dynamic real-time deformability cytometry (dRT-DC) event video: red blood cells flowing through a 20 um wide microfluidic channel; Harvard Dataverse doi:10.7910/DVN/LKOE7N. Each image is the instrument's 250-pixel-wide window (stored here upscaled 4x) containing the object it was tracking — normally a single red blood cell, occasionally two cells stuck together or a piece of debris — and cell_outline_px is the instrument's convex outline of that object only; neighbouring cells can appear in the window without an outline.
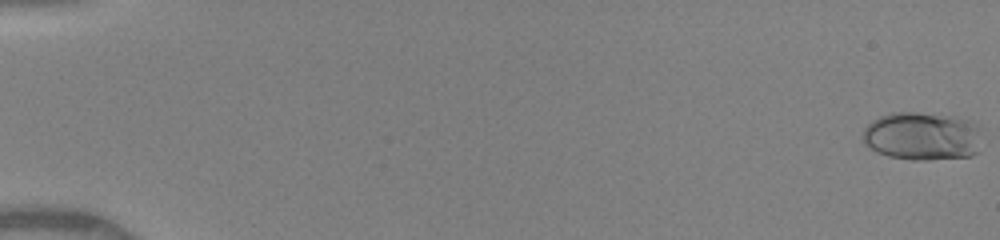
{"species": "human", "species_latin": "Homo sapiens", "temperature_condition": "warm", "stored_images_in_passage": 51, "camera_frame_rate_fps": 3000, "um_per_image_px": 0.085, "donor": {"sex": "female"}, "frame": {"image": 1, "passage_image": 1, "time_ms": 0.0, "image_size_px": [1000, 240], "cell_outline_px": [[980, 128], [976, 152], [972, 156], [928, 160], [912, 160], [888, 156], [876, 152], [864, 144], [860, 140], [864, 128], [872, 120], [880, 116], [892, 112], [916, 112], [956, 116], [980, 124]], "centroid_in_image_um": [78.34, 11.56], "position_along_channel_um": 6.7, "area_um2": 33.99}}
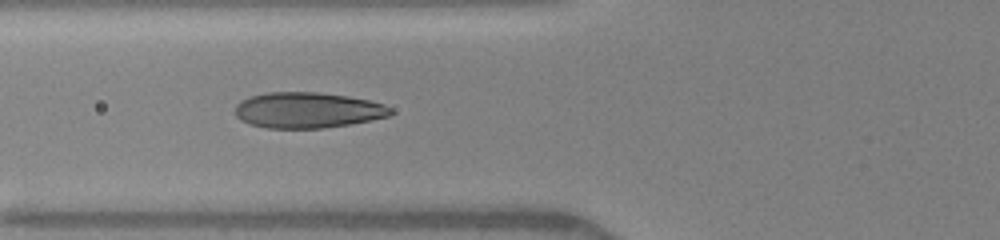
{"frame": {"image": 2, "passage_image": 21, "time_ms": 6.667, "image_size_px": [1000, 240], "cell_outline_px": [[392, 116], [372, 120], [324, 128], [268, 128], [252, 124], [240, 120], [236, 116], [236, 104], [240, 100], [252, 96], [268, 92], [316, 92], [348, 96], [368, 100], [384, 104], [392, 108]], "centroid_in_image_um": [26.17, 9.36], "position_along_channel_um": 99.6, "area_um2": 32.37}}
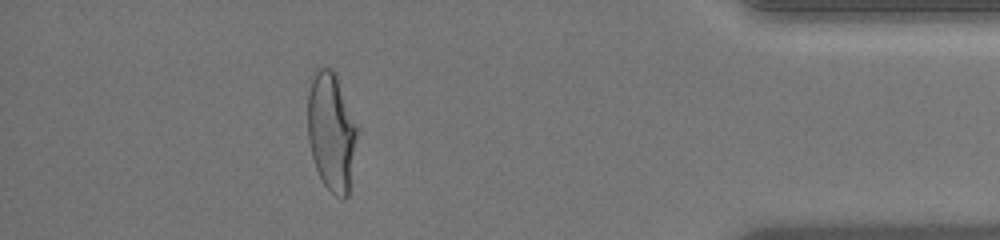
{"frame": {"image": 3, "passage_image": 46, "time_ms": 15.0, "image_size_px": [1000, 240], "cell_outline_px": [[360, 132], [348, 196], [344, 200], [336, 196], [324, 184], [316, 168], [312, 156], [308, 140], [308, 76], [316, 64], [332, 68], [336, 72], [360, 128]], "centroid_in_image_um": [28.19, 11.07], "position_along_channel_um": 407.0, "area_um2": 35.95}, "authors_computed_cell_mechanics": {"area_um2": 32.2524, "velocity_mm_per_s": 4.1234, "shape_relaxation_time_tau1_ms": 4.8297, "shape_relaxation_time_tau2_ms": null, "deformation_change_tau1": 0.211, "deformation_change_tau2": null}}